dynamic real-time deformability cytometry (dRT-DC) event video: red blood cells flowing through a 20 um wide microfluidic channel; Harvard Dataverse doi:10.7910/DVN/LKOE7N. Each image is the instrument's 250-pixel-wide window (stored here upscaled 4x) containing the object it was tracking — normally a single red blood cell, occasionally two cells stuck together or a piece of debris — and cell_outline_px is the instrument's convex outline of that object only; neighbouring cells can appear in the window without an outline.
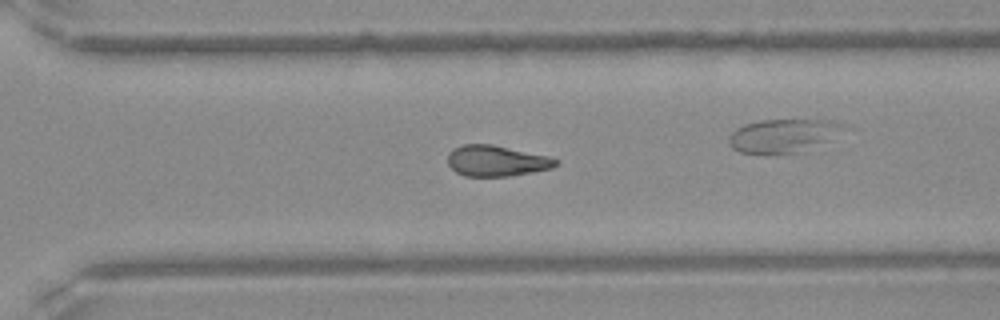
{"species": "Egyptian fruit bat (a non-hibernating species)", "species_latin": "Rousettus aegyptiacus", "temperature_condition": "warm", "stored_images_in_passage": 37, "camera_frame_rate_fps": 3000, "um_per_image_px": 0.085, "frame": {"image": 1, "passage_image": 22, "time_ms": 7.0, "image_size_px": [1000, 320], "cell_outline_px": [[560, 164], [552, 168], [532, 172], [508, 176], [464, 176], [456, 172], [448, 164], [448, 152], [452, 148], [460, 144], [492, 144], [548, 156], [560, 160]], "centroid_in_image_um": [42.19, 13.66], "position_along_channel_um": 328.4, "area_um2": 19.59}}
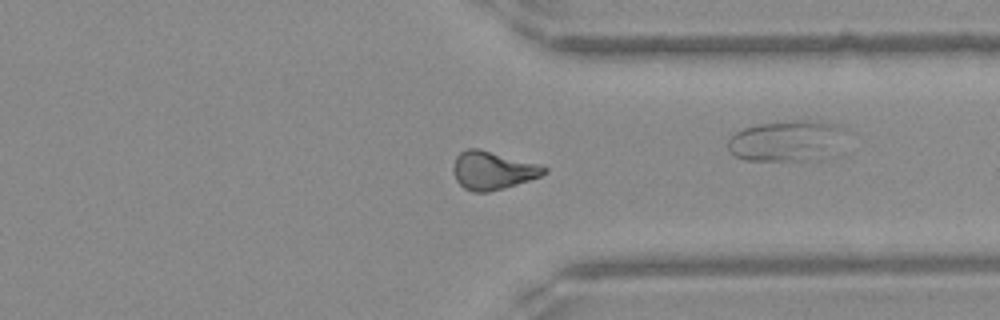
{"frame": {"image": 2, "passage_image": 25, "time_ms": 8.0, "image_size_px": [1000, 320], "cell_outline_px": [[548, 172], [540, 176], [504, 188], [488, 192], [472, 192], [464, 188], [456, 180], [452, 172], [452, 168], [456, 156], [460, 152], [468, 148], [476, 148], [536, 164], [548, 168]], "centroid_in_image_um": [41.82, 14.5], "position_along_channel_um": 369.6, "area_um2": 19.88}, "authors_computed_cell_mechanics": {"area_um2": 19.8254, "velocity_mm_per_s": 4.1949, "shape_relaxation_time_tau1_ms": null, "shape_relaxation_time_tau2_ms": 5.9743, "deformation_change_tau1": null, "deformation_change_tau2": 0.1481}}